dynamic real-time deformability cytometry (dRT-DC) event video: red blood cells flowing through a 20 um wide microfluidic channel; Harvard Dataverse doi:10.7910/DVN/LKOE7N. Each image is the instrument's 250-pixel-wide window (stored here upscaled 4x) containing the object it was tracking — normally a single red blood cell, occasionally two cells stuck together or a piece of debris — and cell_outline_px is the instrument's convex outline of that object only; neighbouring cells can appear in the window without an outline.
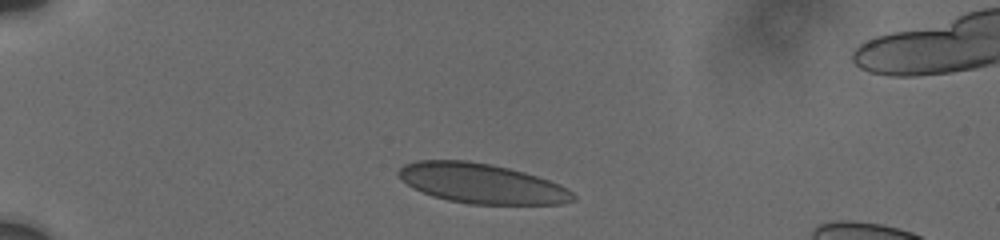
{"species": "human", "species_latin": "Homo sapiens", "temperature_condition": "cold", "stored_images_in_passage": 7, "camera_frame_rate_fps": 3000, "um_per_image_px": 0.085, "donor": {"sex": "male"}, "frame": {"image": 1, "passage_image": 1, "time_ms": 0.0, "image_size_px": [1000, 240], "cell_outline_px": [[576, 200], [560, 204], [468, 204], [448, 200], [432, 196], [412, 188], [396, 172], [404, 164], [416, 160], [468, 160], [492, 164], [524, 172], [560, 184], [568, 188], [576, 196]], "centroid_in_image_um": [40.94, 15.59], "position_along_channel_um": 44.1, "area_um2": 40.63}}
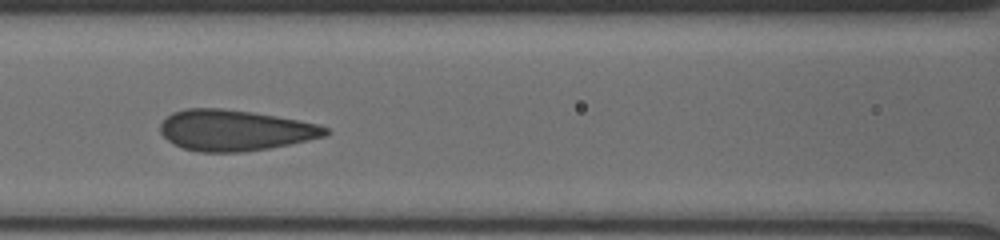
{"frame": {"image": 2, "passage_image": 5, "time_ms": 4.0, "image_size_px": [1000, 240], "cell_outline_px": [[332, 132], [324, 136], [288, 144], [268, 148], [240, 152], [200, 152], [184, 148], [172, 144], [160, 132], [160, 124], [172, 112], [184, 108], [224, 108], [252, 112], [296, 120], [316, 124], [328, 128]], "centroid_in_image_um": [19.92, 11.07], "position_along_channel_um": 146.7, "area_um2": 39.07}}
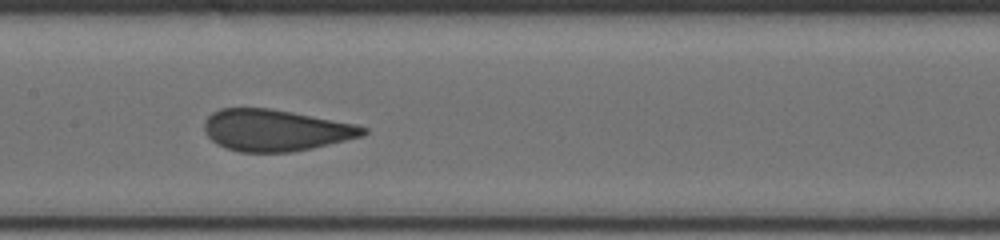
{"frame": {"image": 3, "passage_image": 6, "time_ms": 5.0, "image_size_px": [1000, 240], "cell_outline_px": [[368, 132], [364, 136], [312, 148], [292, 152], [240, 152], [216, 144], [204, 132], [204, 120], [212, 112], [220, 108], [268, 108], [292, 112], [356, 124], [368, 128]], "centroid_in_image_um": [23.42, 11.07], "position_along_channel_um": 184.0, "area_um2": 38.55}}